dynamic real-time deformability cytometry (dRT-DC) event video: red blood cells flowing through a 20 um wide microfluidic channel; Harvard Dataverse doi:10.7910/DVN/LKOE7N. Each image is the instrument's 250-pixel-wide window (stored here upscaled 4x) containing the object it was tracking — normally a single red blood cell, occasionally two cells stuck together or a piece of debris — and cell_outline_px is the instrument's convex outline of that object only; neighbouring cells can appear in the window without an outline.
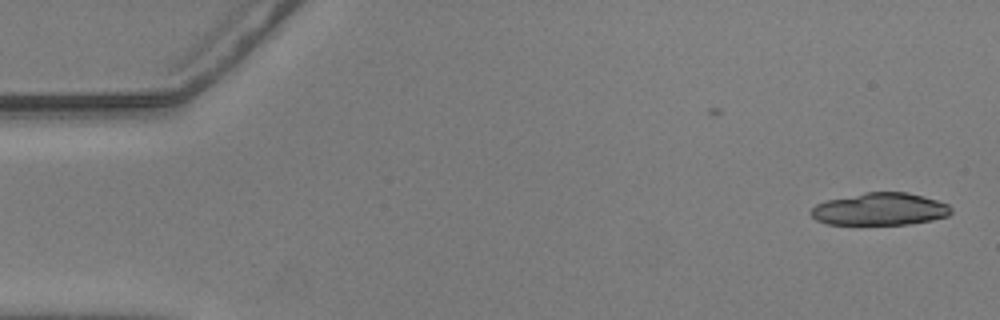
{"species": "common noctule bat (a hibernating species)", "species_latin": "Nyctalus noctula", "temperature_condition": "warm", "stored_images_in_passage": 28, "camera_frame_rate_fps": 3000, "um_per_image_px": 0.085, "animal": {"sex": "male", "body_mass_g": 20.5, "forearm_length_mm": 52.5}, "frame": {"image": 1, "passage_image": 1, "time_ms": 0.0, "image_size_px": [1000, 320], "cell_outline_px": [[952, 212], [948, 216], [932, 220], [912, 224], [828, 224], [816, 220], [808, 212], [816, 204], [828, 200], [864, 192], [908, 192], [936, 200], [948, 204], [952, 208]], "centroid_in_image_um": [74.81, 17.78], "position_along_channel_um": 10.2, "area_um2": 26.47}}
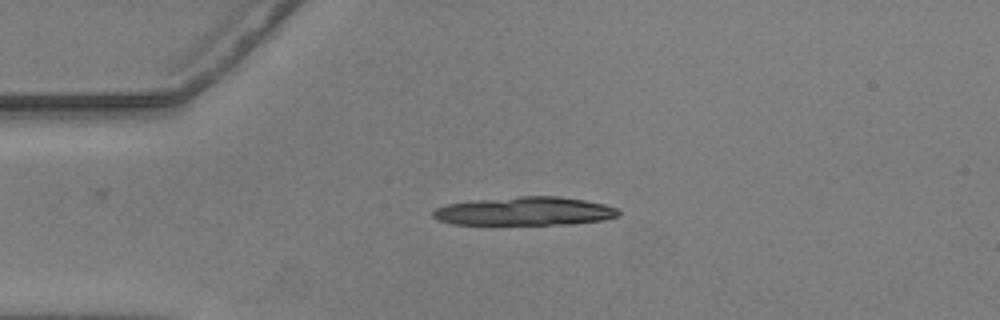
{"frame": {"image": 2, "passage_image": 12, "time_ms": 3.667, "image_size_px": [1000, 320], "cell_outline_px": [[620, 216], [604, 220], [572, 224], [452, 224], [440, 220], [432, 216], [432, 212], [436, 208], [448, 204], [472, 200], [520, 196], [560, 196], [584, 200], [604, 204], [616, 208], [620, 212]], "centroid_in_image_um": [44.64, 17.95], "position_along_channel_um": 40.4, "area_um2": 30.87}}